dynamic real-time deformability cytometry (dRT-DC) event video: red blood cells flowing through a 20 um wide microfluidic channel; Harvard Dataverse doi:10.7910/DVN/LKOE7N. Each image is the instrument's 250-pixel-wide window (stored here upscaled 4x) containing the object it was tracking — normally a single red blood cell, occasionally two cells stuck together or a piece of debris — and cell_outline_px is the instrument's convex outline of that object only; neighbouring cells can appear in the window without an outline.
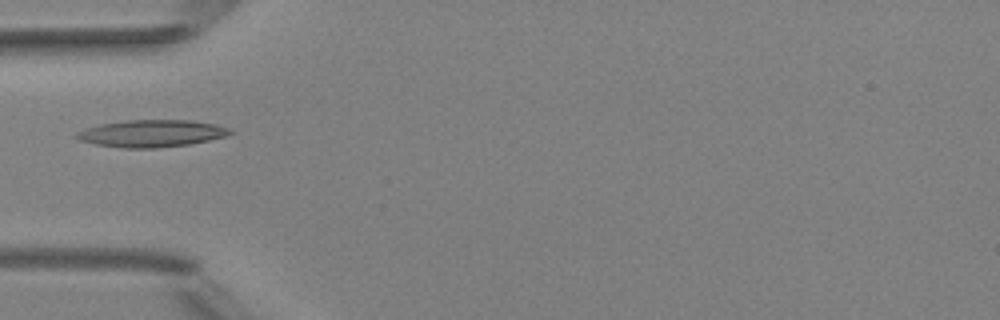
{"species": "Egyptian fruit bat (a non-hibernating species)", "species_latin": "Rousettus aegyptiacus", "temperature_condition": "room temperature", "stored_images_in_passage": 5, "camera_frame_rate_fps": 3000, "um_per_image_px": 0.085, "animal": {"sex": "female"}, "frame": {"image": 1, "passage_image": 4, "time_ms": 3.667, "image_size_px": [1000, 320], "cell_outline_px": [[236, 132], [224, 136], [208, 140], [188, 144], [156, 148], [124, 148], [96, 144], [80, 140], [72, 136], [76, 132], [100, 124], [128, 120], [192, 120], [216, 124], [232, 128]], "centroid_in_image_um": [12.92, 11.33], "position_along_channel_um": 72.1, "area_um2": 24.28}}
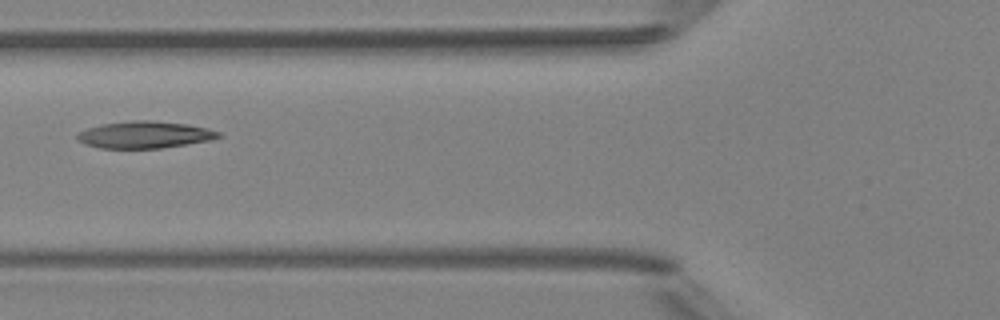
{"frame": {"image": 2, "passage_image": 5, "time_ms": 4.667, "image_size_px": [1000, 320], "cell_outline_px": [[224, 136], [212, 140], [160, 148], [100, 148], [84, 144], [76, 140], [76, 136], [80, 132], [88, 128], [100, 124], [132, 120], [152, 120], [188, 124], [208, 128], [220, 132]], "centroid_in_image_um": [12.32, 11.45], "position_along_channel_um": 113.5, "area_um2": 22.37}}